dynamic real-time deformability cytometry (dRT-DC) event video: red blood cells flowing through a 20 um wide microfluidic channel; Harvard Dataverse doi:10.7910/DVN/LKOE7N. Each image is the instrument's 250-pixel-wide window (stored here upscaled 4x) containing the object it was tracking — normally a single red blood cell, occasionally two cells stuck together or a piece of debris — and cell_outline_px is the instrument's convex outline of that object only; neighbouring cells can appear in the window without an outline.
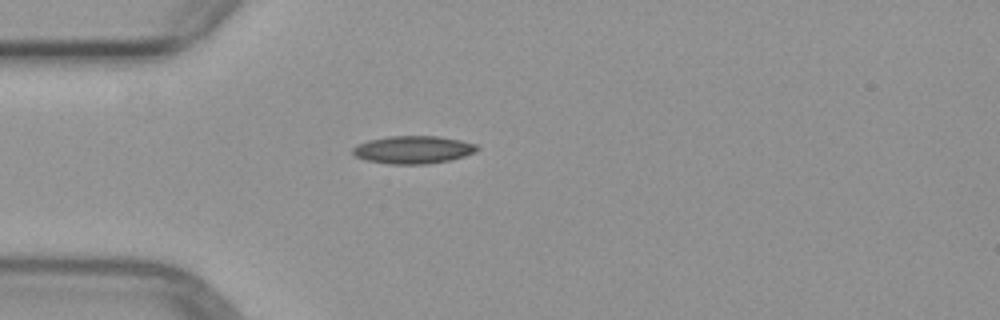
{"species": "common noctule bat (a hibernating species)", "species_latin": "Nyctalus noctula", "temperature_condition": "warm", "stored_images_in_passage": 1, "camera_frame_rate_fps": 3000, "um_per_image_px": 0.085, "animal": {"sex": "female", "body_mass_g": 29.2, "forearm_length_mm": 56.3}, "frame": {"image": 1, "passage_image": 1, "time_ms": 0.0, "image_size_px": [1000, 320], "cell_outline_px": [[480, 148], [476, 152], [464, 156], [448, 160], [424, 164], [388, 164], [364, 160], [356, 156], [352, 152], [352, 148], [356, 144], [368, 140], [388, 136], [436, 136], [460, 140], [476, 144]], "centroid_in_image_um": [35.09, 12.72], "position_along_channel_um": 49.9, "area_um2": 20.17}}